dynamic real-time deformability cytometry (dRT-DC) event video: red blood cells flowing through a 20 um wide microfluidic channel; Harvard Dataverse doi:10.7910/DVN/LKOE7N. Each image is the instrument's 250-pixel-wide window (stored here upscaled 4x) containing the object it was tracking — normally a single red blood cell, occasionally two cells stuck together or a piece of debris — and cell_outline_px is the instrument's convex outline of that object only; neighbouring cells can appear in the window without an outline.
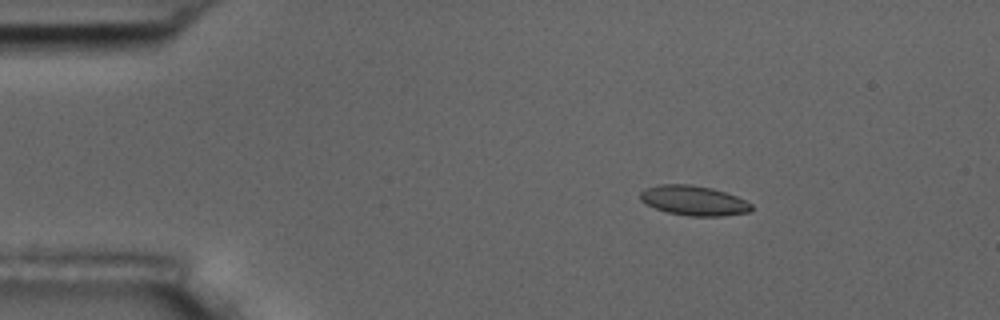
{"species": "common noctule bat (a hibernating species)", "species_latin": "Nyctalus noctula", "temperature_condition": "room temperature", "stored_images_in_passage": 4, "camera_frame_rate_fps": 3000, "um_per_image_px": 0.085, "animal": {"sex": "male", "body_mass_g": 17.5, "forearm_length_mm": 52.3}, "frame": {"image": 1, "passage_image": 2, "time_ms": 1.333, "image_size_px": [1000, 320], "cell_outline_px": [[752, 208], [748, 212], [724, 216], [688, 216], [668, 212], [656, 208], [640, 200], [640, 192], [644, 188], [660, 184], [692, 184], [712, 188], [736, 196], [752, 204]], "centroid_in_image_um": [58.95, 17.04], "position_along_channel_um": 26.0, "area_um2": 19.25}}